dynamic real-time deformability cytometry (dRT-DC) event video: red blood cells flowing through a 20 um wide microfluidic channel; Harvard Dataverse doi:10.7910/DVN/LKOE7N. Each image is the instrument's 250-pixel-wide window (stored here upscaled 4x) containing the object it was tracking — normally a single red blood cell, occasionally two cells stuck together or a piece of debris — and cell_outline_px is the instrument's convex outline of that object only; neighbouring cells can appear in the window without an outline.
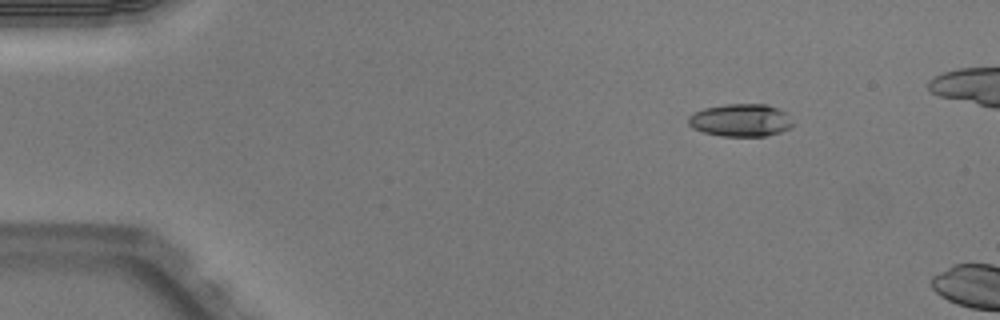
{"species": "Egyptian fruit bat (a non-hibernating species)", "species_latin": "Rousettus aegyptiacus", "temperature_condition": "warm", "stored_images_in_passage": 5, "camera_frame_rate_fps": 3000, "um_per_image_px": 0.085, "animal": {"sex": "male"}, "frame": {"image": 1, "passage_image": 1, "time_ms": 0.0, "image_size_px": [1000, 320], "cell_outline_px": [[796, 124], [792, 128], [768, 136], [720, 136], [704, 132], [692, 128], [688, 124], [688, 116], [692, 112], [704, 108], [724, 104], [768, 104], [780, 108], [788, 112]], "centroid_in_image_um": [63.02, 10.21], "position_along_channel_um": 22.0, "area_um2": 20.52}}